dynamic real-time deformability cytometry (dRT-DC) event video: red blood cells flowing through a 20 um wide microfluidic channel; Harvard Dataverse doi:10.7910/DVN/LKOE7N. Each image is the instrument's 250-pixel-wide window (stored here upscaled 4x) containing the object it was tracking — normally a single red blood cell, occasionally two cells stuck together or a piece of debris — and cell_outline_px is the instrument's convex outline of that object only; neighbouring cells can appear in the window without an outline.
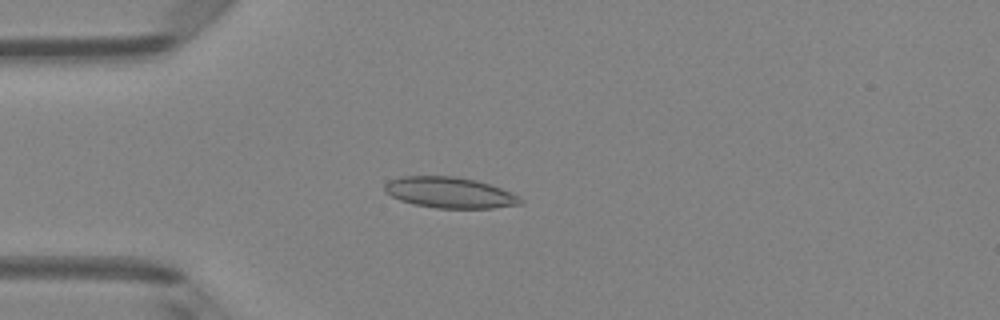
{"species": "Egyptian fruit bat (a non-hibernating species)", "species_latin": "Rousettus aegyptiacus", "temperature_condition": "room temperature", "stored_images_in_passage": 5, "camera_frame_rate_fps": 3000, "um_per_image_px": 0.085, "animal": {"sex": "female"}, "frame": {"image": 1, "passage_image": 3, "time_ms": 3.333, "image_size_px": [1000, 320], "cell_outline_px": [[524, 204], [492, 208], [436, 208], [412, 204], [400, 200], [384, 192], [384, 184], [388, 180], [400, 176], [456, 176], [476, 180], [500, 188], [524, 200]], "centroid_in_image_um": [38.17, 16.37], "position_along_channel_um": 46.8, "area_um2": 24.51}}
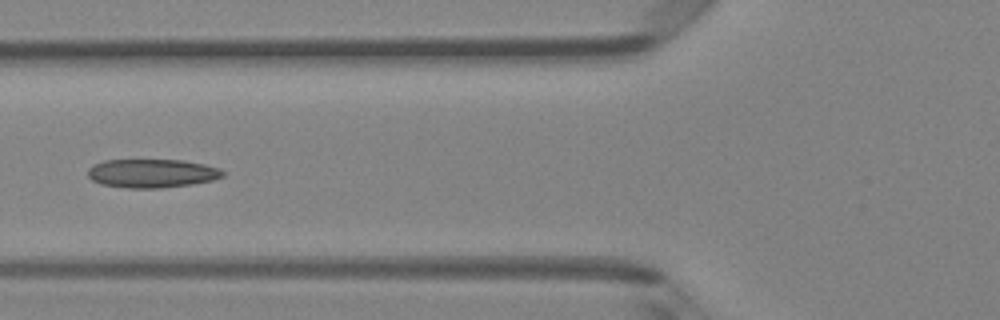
{"frame": {"image": 2, "passage_image": 5, "time_ms": 5.333, "image_size_px": [1000, 320], "cell_outline_px": [[224, 176], [212, 180], [192, 184], [160, 188], [128, 188], [100, 184], [92, 180], [88, 176], [88, 168], [92, 164], [104, 160], [184, 160], [204, 164], [220, 168], [224, 172]], "centroid_in_image_um": [12.9, 14.73], "position_along_channel_um": 112.9, "area_um2": 22.66}}